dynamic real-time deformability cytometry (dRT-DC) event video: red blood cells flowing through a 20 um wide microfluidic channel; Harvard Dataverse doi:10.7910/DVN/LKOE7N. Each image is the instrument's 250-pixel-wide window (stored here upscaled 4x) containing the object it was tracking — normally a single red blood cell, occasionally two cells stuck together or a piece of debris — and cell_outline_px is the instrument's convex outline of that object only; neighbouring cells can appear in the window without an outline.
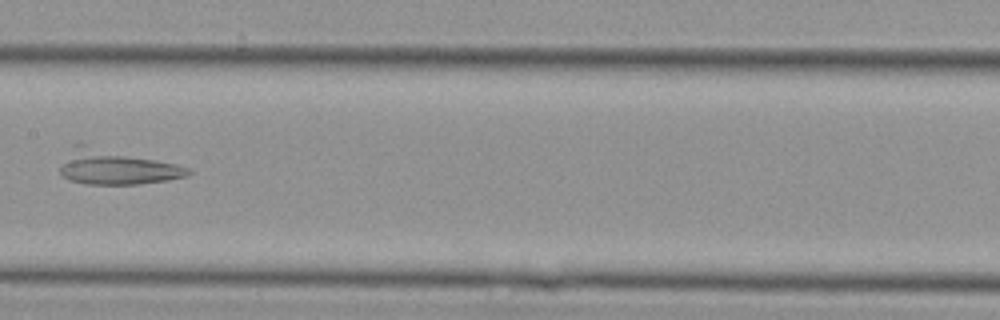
{"species": "Egyptian fruit bat (a non-hibernating species)", "species_latin": "Rousettus aegyptiacus", "temperature_condition": "cold", "stored_images_in_passage": 39, "camera_frame_rate_fps": 3000, "um_per_image_px": 0.085, "animal": {"sex": "female"}, "frame": {"image": 1, "passage_image": 20, "time_ms": 6.333, "image_size_px": [1000, 320], "cell_outline_px": [[192, 172], [188, 176], [168, 180], [136, 184], [88, 184], [68, 180], [60, 176], [60, 168], [72, 144], [80, 140], [176, 164], [188, 168]], "centroid_in_image_um": [9.81, 14.15], "position_along_channel_um": 197.6, "area_um2": 26.76}}
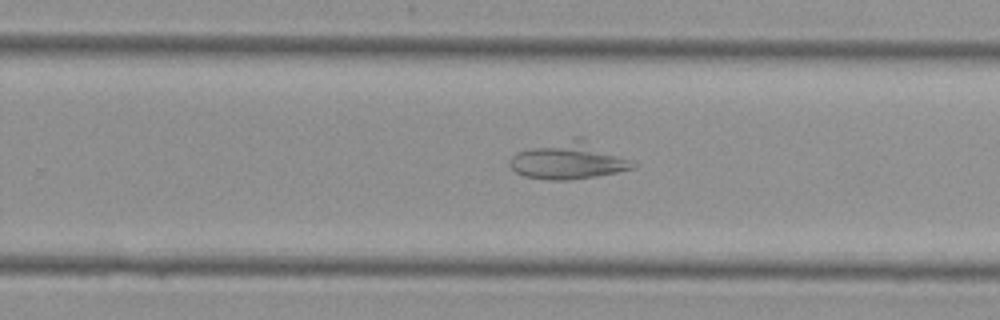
{"frame": {"image": 2, "passage_image": 25, "time_ms": 8.0, "image_size_px": [1000, 320], "cell_outline_px": [[636, 168], [596, 176], [568, 180], [548, 180], [524, 176], [516, 172], [508, 164], [508, 160], [516, 152], [576, 136], [584, 136], [632, 160], [636, 164]], "centroid_in_image_um": [48.38, 13.63], "position_along_channel_um": 281.4, "area_um2": 27.05}}
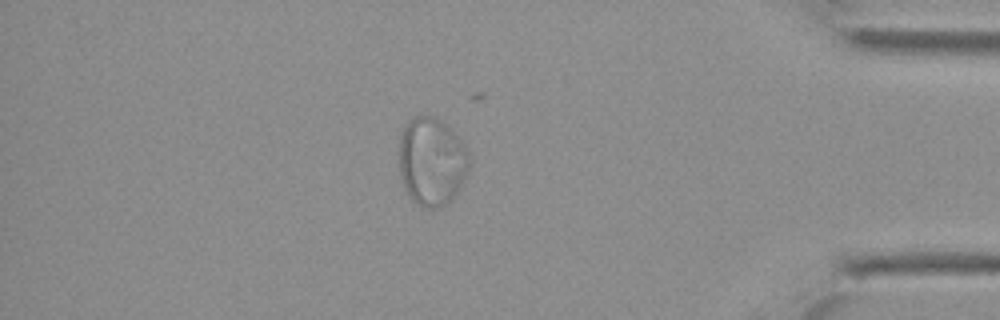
{"frame": {"image": 3, "passage_image": 34, "time_ms": 11.0, "image_size_px": [1000, 320], "cell_outline_px": [[468, 172], [452, 200], [440, 208], [424, 208], [416, 204], [408, 196], [404, 188], [400, 176], [400, 132], [416, 116], [432, 116], [440, 120], [464, 144], [468, 152]], "centroid_in_image_um": [36.68, 13.78], "position_along_channel_um": 398.5, "area_um2": 35.78}}